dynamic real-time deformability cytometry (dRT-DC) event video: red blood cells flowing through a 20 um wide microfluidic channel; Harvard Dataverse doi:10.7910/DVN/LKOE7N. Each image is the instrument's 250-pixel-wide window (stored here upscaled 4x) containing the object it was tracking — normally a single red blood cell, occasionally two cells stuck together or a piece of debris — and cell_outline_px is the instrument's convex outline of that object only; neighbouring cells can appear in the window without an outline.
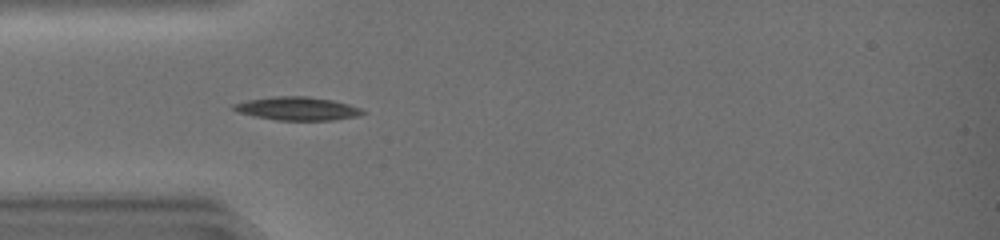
{"species": "common noctule bat (a hibernating species)", "species_latin": "Nyctalus noctula", "temperature_condition": "warm", "stored_images_in_passage": 37, "camera_frame_rate_fps": 3000, "um_per_image_px": 0.085, "animal": {"sex": "female", "body_mass_g": 19.0, "forearm_length_mm": 51.5}, "frame": {"image": 1, "passage_image": 5, "time_ms": 1.333, "image_size_px": [1000, 240], "cell_outline_px": [[364, 112], [356, 116], [328, 120], [280, 120], [256, 116], [240, 112], [232, 108], [232, 104], [248, 100], [272, 96], [308, 96], [332, 100], [348, 104], [360, 108]], "centroid_in_image_um": [25.25, 9.21], "position_along_channel_um": 59.8, "area_um2": 17.17}}
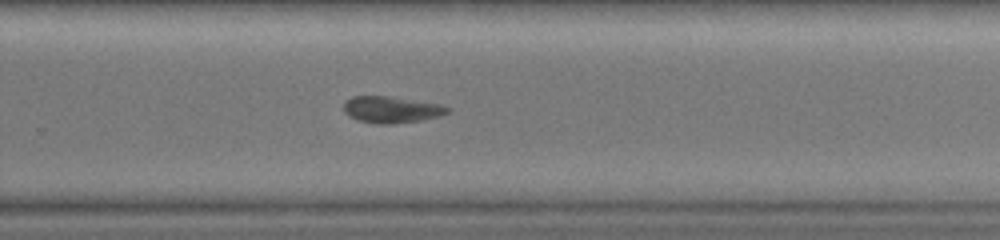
{"frame": {"image": 2, "passage_image": 22, "time_ms": 7.0, "image_size_px": [1000, 240], "cell_outline_px": [[452, 108], [448, 112], [440, 116], [420, 120], [392, 124], [376, 124], [356, 120], [348, 116], [344, 112], [344, 100], [352, 96], [388, 96], [440, 104]], "centroid_in_image_um": [33.23, 9.32], "position_along_channel_um": 296.6, "area_um2": 16.18}}
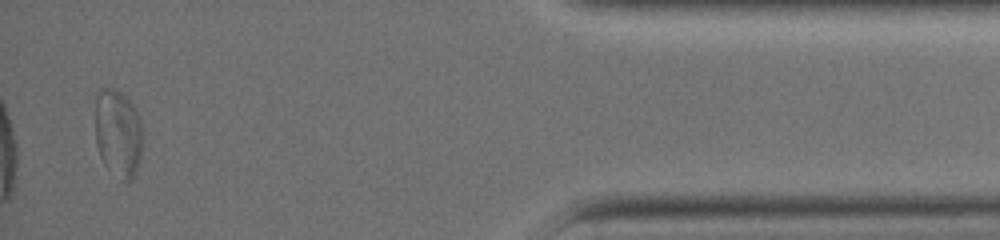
{"frame": {"image": 3, "passage_image": 35, "time_ms": 11.333, "image_size_px": [1000, 240], "cell_outline_px": [[144, 136], [140, 160], [136, 172], [132, 180], [124, 180], [104, 164], [100, 156], [96, 144], [96, 92], [100, 88], [112, 88], [120, 92], [136, 108], [140, 116]], "centroid_in_image_um": [10.07, 11.29], "position_along_channel_um": 425.1, "area_um2": 24.51}, "authors_computed_cell_mechanics": {"area_um2": 16.0106, "velocity_mm_per_s": 4.2135, "shape_relaxation_time_tau1_ms": 4.3277, "shape_relaxation_time_tau2_ms": 4.133, "deformation_change_tau1": 0.1475, "deformation_change_tau2": 0.0883}}